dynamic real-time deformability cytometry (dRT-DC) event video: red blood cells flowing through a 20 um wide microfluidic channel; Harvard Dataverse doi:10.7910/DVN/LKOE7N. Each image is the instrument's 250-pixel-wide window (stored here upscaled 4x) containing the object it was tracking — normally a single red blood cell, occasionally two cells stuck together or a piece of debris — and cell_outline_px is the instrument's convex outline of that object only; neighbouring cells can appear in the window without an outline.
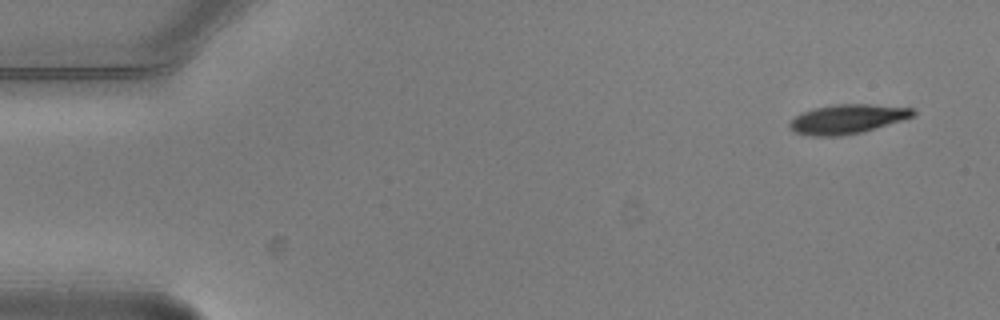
{"species": "common noctule bat (a hibernating species)", "species_latin": "Nyctalus noctula", "temperature_condition": "warm", "stored_images_in_passage": 6, "camera_frame_rate_fps": 3000, "um_per_image_px": 0.085, "animal": {"sex": "male", "body_mass_g": 20.5, "forearm_length_mm": 52.5}, "frame": {"image": 1, "passage_image": 1, "time_ms": 0.0, "image_size_px": [1000, 320], "cell_outline_px": [[916, 116], [860, 132], [840, 136], [812, 136], [796, 132], [788, 124], [796, 116], [804, 112], [816, 108], [836, 104], [868, 104], [916, 108]], "centroid_in_image_um": [72.08, 10.11], "position_along_channel_um": 12.9, "area_um2": 20.75}}
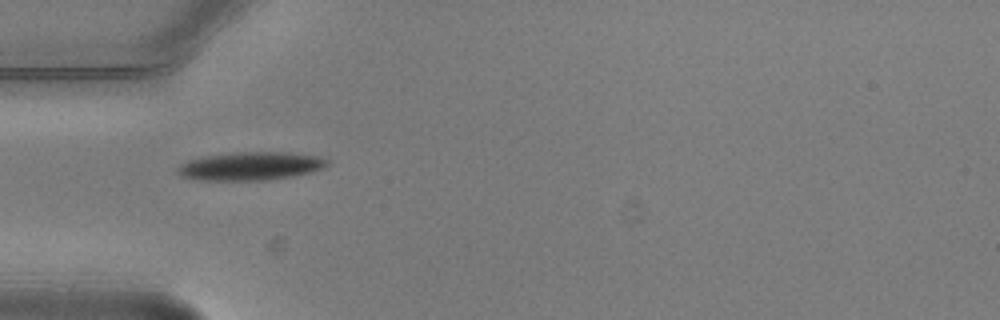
{"frame": {"image": 2, "passage_image": 5, "time_ms": 1.333, "image_size_px": [1000, 320], "cell_outline_px": [[328, 164], [312, 172], [292, 176], [268, 180], [196, 180], [180, 176], [176, 172], [176, 168], [180, 164], [188, 160], [204, 156], [236, 152], [288, 152], [320, 156], [328, 160]], "centroid_in_image_um": [21.25, 14.12], "position_along_channel_um": 63.7, "area_um2": 24.8}}
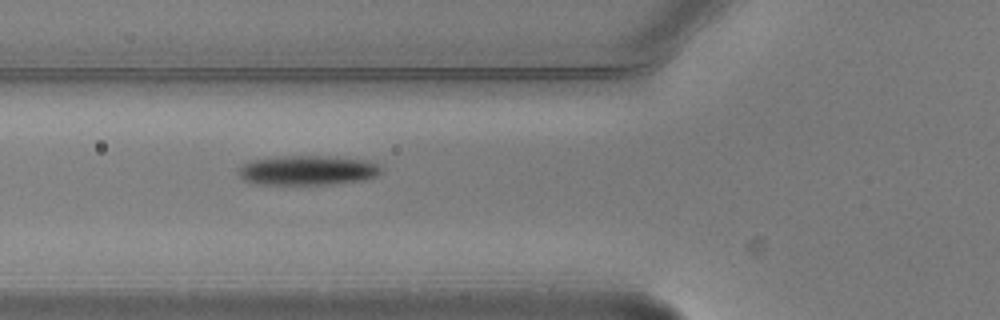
{"frame": {"image": 3, "passage_image": 6, "time_ms": 1.667, "image_size_px": [1000, 320], "cell_outline_px": [[380, 172], [376, 176], [364, 180], [332, 184], [252, 184], [244, 180], [240, 176], [236, 168], [252, 160], [284, 156], [320, 156], [368, 160], [376, 164], [380, 168]], "centroid_in_image_um": [26.1, 14.48], "position_along_channel_um": 99.7, "area_um2": 24.51}}